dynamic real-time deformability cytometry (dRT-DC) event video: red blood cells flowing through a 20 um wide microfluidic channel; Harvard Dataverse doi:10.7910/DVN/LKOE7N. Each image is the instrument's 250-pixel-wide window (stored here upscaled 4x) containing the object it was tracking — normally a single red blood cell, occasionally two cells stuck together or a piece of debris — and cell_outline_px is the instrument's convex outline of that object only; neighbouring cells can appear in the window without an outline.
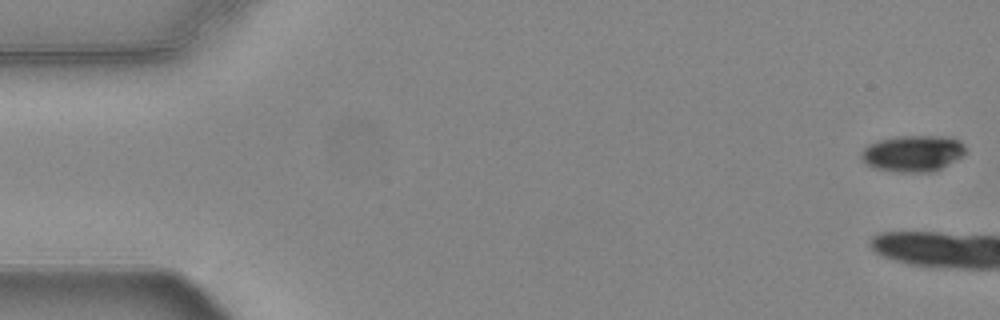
{"species": "common noctule bat (a hibernating species)", "species_latin": "Nyctalus noctula", "temperature_condition": "warm", "stored_images_in_passage": 11, "camera_frame_rate_fps": 3000, "um_per_image_px": 0.085, "animal": {"sex": "female", "body_mass_g": 24.6, "forearm_length_mm": 56.2}, "frame": {"image": 1, "passage_image": 1, "time_ms": 0.0, "image_size_px": [1000, 320], "cell_outline_px": [[964, 152], [960, 156], [948, 164], [932, 172], [896, 172], [872, 168], [864, 164], [860, 160], [860, 152], [868, 144], [880, 140], [896, 136], [948, 136], [960, 140], [964, 144]], "centroid_in_image_um": [77.52, 13.04], "position_along_channel_um": 7.5, "area_um2": 22.25}}